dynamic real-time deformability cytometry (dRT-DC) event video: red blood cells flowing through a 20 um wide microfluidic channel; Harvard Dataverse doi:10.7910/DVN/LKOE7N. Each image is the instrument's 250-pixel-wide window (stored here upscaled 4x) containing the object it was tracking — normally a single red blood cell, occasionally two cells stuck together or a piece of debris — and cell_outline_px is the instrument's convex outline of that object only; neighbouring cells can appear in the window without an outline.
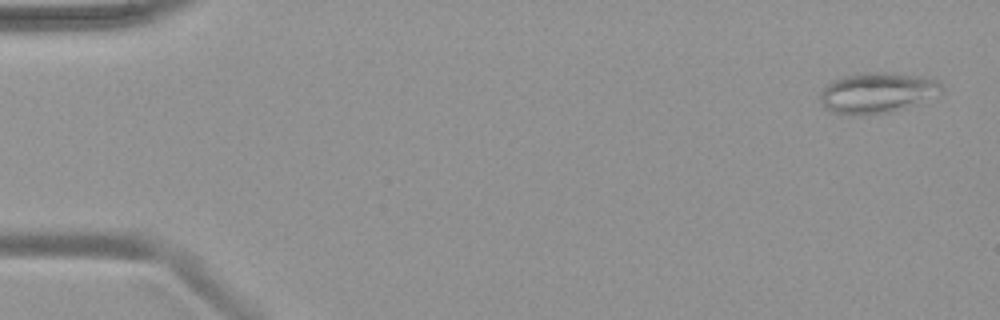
{"species": "common noctule bat (a hibernating species)", "species_latin": "Nyctalus noctula", "temperature_condition": "warm", "stored_images_in_passage": 49, "camera_frame_rate_fps": 3000, "um_per_image_px": 0.085, "animal": {"sex": "female", "body_mass_g": 19.9}, "frame": {"image": 1, "passage_image": 2, "time_ms": 0.333, "image_size_px": [1000, 320], "cell_outline_px": [[944, 92], [904, 108], [888, 112], [864, 116], [856, 116], [832, 112], [824, 108], [820, 104], [820, 92], [832, 80], [844, 76], [868, 72], [884, 72], [916, 76], [932, 80], [940, 84], [944, 88]], "centroid_in_image_um": [74.49, 7.91], "position_along_channel_um": 10.5, "area_um2": 28.55}}
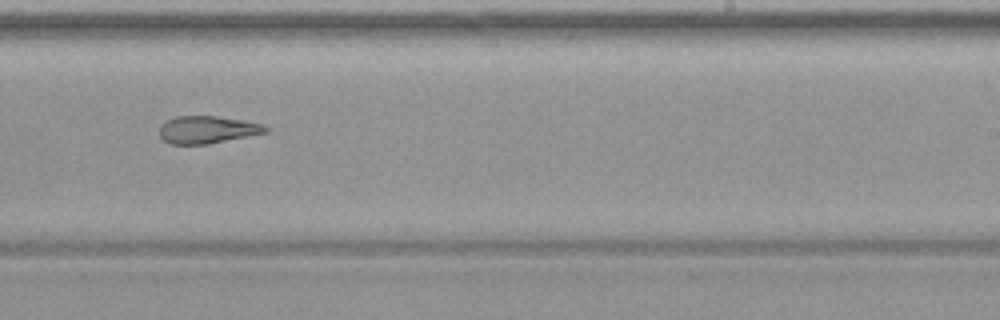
{"frame": {"image": 2, "passage_image": 31, "time_ms": 10.0, "image_size_px": [1000, 320], "cell_outline_px": [[272, 128], [268, 132], [208, 144], [168, 144], [160, 136], [160, 124], [176, 116], [216, 116], [264, 124]], "centroid_in_image_um": [17.64, 11.02], "position_along_channel_um": 271.4, "area_um2": 16.99}}
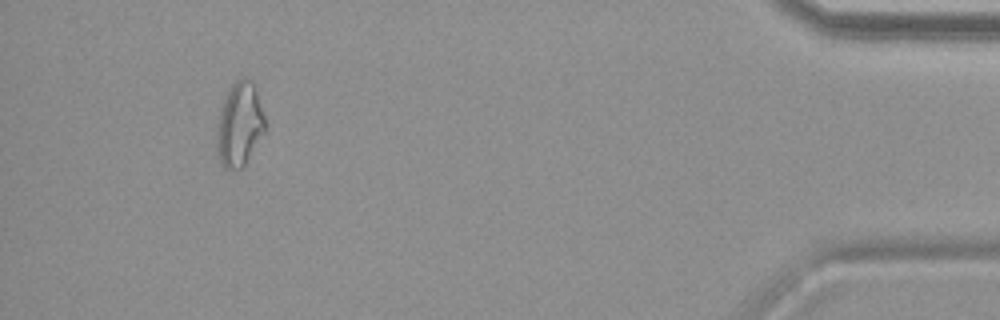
{"frame": {"image": 3, "passage_image": 46, "time_ms": 15.0, "image_size_px": [1000, 320], "cell_outline_px": [[264, 132], [244, 164], [240, 168], [224, 168], [216, 152], [216, 128], [220, 112], [224, 100], [232, 84], [236, 80], [244, 76], [252, 80], [256, 84], [264, 112]], "centroid_in_image_um": [20.36, 10.51], "position_along_channel_um": 414.8, "area_um2": 23.58}}